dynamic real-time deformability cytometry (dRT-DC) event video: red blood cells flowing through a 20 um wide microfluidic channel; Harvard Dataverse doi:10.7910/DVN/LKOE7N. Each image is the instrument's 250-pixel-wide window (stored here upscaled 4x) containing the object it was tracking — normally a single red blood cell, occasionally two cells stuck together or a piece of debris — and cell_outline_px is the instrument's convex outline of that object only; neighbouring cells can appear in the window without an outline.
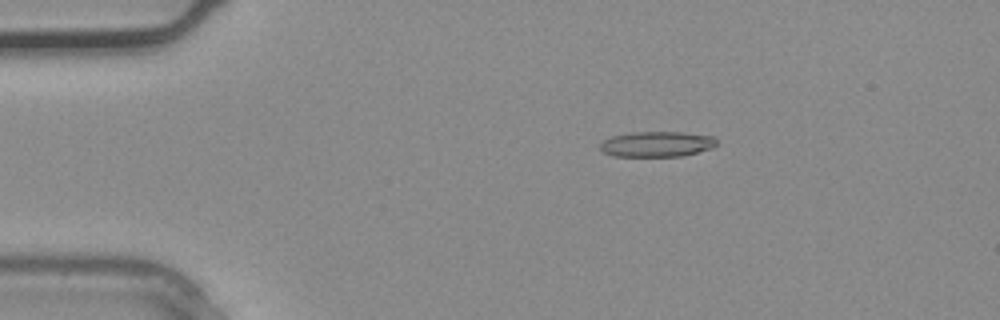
{"species": "common noctule bat (a hibernating species)", "species_latin": "Nyctalus noctula", "temperature_condition": "warm", "stored_images_in_passage": 3, "camera_frame_rate_fps": 3000, "um_per_image_px": 0.085, "animal": {"sex": "male", "body_mass_g": 20.4}, "frame": {"image": 1, "passage_image": 2, "time_ms": 0.333, "image_size_px": [1000, 320], "cell_outline_px": [[716, 144], [712, 148], [684, 156], [612, 156], [604, 152], [600, 148], [600, 144], [604, 140], [612, 136], [632, 132], [680, 132], [712, 136], [716, 140]], "centroid_in_image_um": [55.82, 12.25], "position_along_channel_um": 29.2, "area_um2": 17.17}}